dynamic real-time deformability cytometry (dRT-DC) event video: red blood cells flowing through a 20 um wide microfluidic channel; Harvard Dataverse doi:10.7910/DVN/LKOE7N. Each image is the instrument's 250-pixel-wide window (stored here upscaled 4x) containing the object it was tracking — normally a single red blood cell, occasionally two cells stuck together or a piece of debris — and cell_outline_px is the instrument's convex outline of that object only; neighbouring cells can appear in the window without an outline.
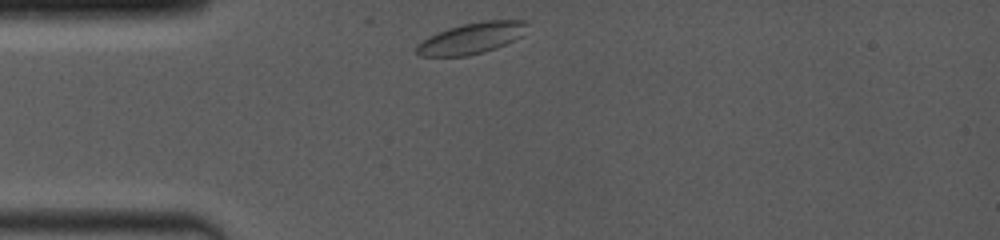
{"species": "common noctule bat (a hibernating species)", "species_latin": "Nyctalus noctula", "temperature_condition": "room temperature", "stored_images_in_passage": 35, "camera_frame_rate_fps": 4000, "um_per_image_px": 0.085, "animal": {"sex": "female", "body_mass_g": 19.0, "forearm_length_mm": 53.3}, "frame": {"image": 1, "passage_image": 1, "time_ms": 0.0, "image_size_px": [1000, 240], "cell_outline_px": [[528, 24], [520, 36], [496, 48], [484, 52], [468, 56], [420, 56], [416, 52], [416, 44], [428, 36], [448, 28], [464, 24], [484, 20], [528, 20]], "centroid_in_image_um": [40.04, 3.25], "position_along_channel_um": 45.0, "area_um2": 19.94}}
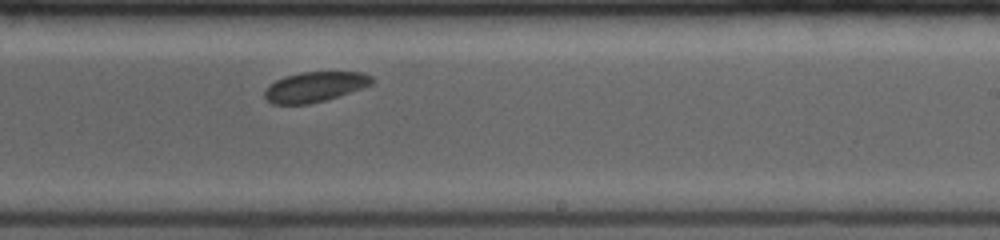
{"frame": {"image": 2, "passage_image": 21, "time_ms": 6.0, "image_size_px": [1000, 240], "cell_outline_px": [[372, 84], [324, 100], [308, 104], [272, 104], [264, 96], [264, 92], [276, 80], [284, 76], [300, 72], [364, 72], [372, 76]], "centroid_in_image_um": [26.74, 7.37], "position_along_channel_um": 262.3, "area_um2": 18.44}}
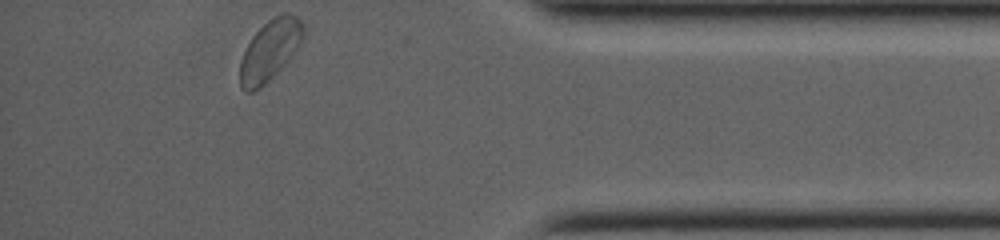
{"frame": {"image": 3, "passage_image": 35, "time_ms": 10.25, "image_size_px": [1000, 240], "cell_outline_px": [[304, 32], [296, 48], [288, 60], [264, 84], [252, 92], [244, 92], [240, 88], [240, 60], [252, 36], [268, 20], [284, 12], [288, 12], [296, 16], [300, 20], [304, 28]], "centroid_in_image_um": [22.9, 4.27], "position_along_channel_um": 412.3, "area_um2": 21.85}}